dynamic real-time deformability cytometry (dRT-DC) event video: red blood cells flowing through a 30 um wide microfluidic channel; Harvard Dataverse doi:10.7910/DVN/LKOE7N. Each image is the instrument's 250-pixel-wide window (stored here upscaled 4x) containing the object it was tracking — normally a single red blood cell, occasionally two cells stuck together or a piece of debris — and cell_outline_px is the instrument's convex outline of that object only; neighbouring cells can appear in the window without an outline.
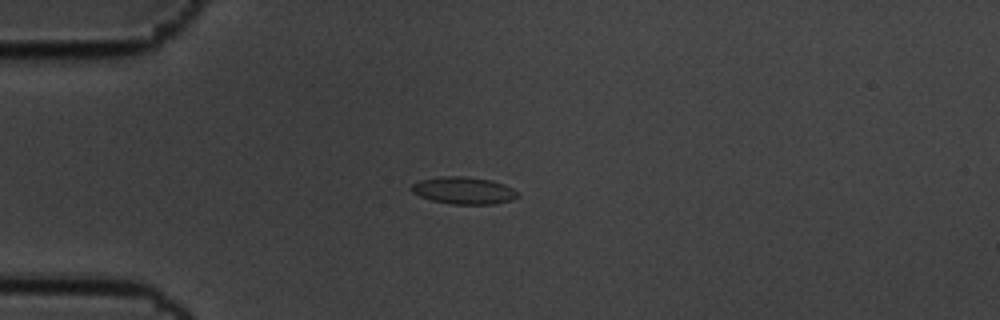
{"species": "common noctule bat (a hibernating species)", "species_latin": "Nyctalus noctula", "temperature_condition": "cold", "stored_images_in_passage": 8, "camera_frame_rate_fps": 3000, "um_per_image_px": 0.085, "animal": {"sex": "male", "body_mass_g": 19.5, "forearm_length_mm": 54.6}, "frame": {"image": 1, "passage_image": 3, "time_ms": 0.667, "image_size_px": [1000, 320], "cell_outline_px": [[520, 196], [512, 200], [496, 204], [452, 204], [432, 200], [420, 196], [412, 192], [408, 188], [412, 184], [420, 180], [444, 176], [468, 176], [492, 180], [504, 184], [512, 188]], "centroid_in_image_um": [39.42, 16.19], "position_along_channel_um": 45.6, "area_um2": 16.94}}
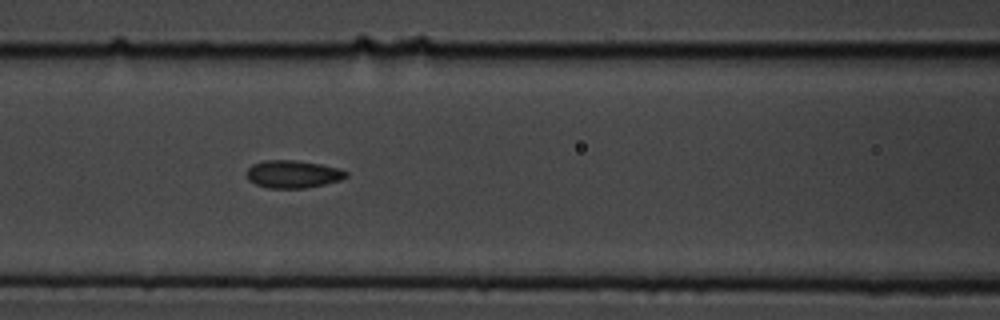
{"frame": {"image": 2, "passage_image": 6, "time_ms": 1.667, "image_size_px": [1000, 320], "cell_outline_px": [[348, 176], [340, 180], [324, 184], [304, 188], [268, 188], [256, 184], [248, 180], [244, 172], [252, 164], [264, 160], [296, 160], [320, 164], [336, 168], [348, 172]], "centroid_in_image_um": [24.84, 14.8], "position_along_channel_um": 141.8, "area_um2": 16.07}}
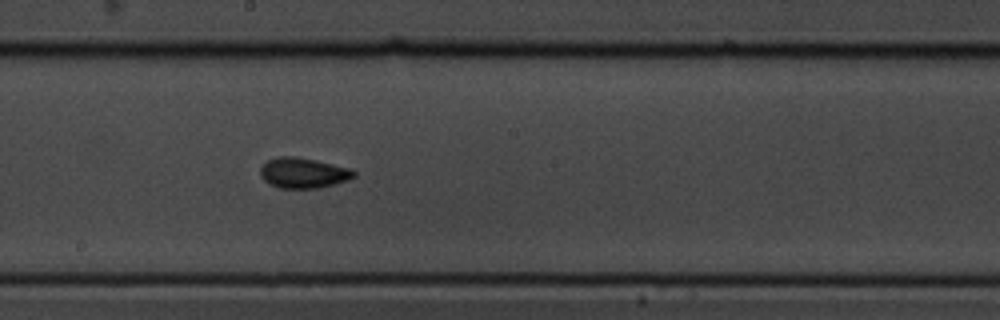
{"frame": {"image": 3, "passage_image": 8, "time_ms": 2.333, "image_size_px": [1000, 320], "cell_outline_px": [[356, 176], [348, 180], [320, 188], [280, 188], [268, 184], [260, 176], [260, 168], [268, 160], [276, 156], [296, 156], [316, 160], [352, 168], [356, 172]], "centroid_in_image_um": [25.79, 14.69], "position_along_channel_um": 222.4, "area_um2": 16.82}}